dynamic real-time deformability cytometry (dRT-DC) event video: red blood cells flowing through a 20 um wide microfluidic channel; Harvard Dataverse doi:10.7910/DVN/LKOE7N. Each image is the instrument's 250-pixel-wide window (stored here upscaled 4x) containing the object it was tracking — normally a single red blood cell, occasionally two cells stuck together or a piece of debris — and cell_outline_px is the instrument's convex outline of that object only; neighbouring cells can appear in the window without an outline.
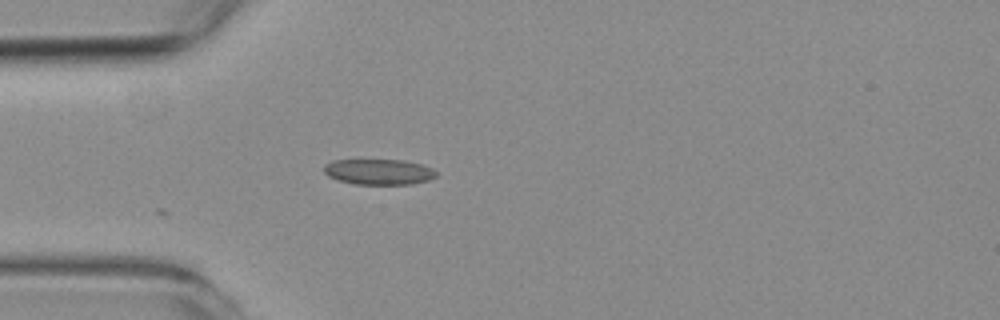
{"species": "common noctule bat (a hibernating species)", "species_latin": "Nyctalus noctula", "temperature_condition": "room temperature", "stored_images_in_passage": 30, "camera_frame_rate_fps": 3000, "um_per_image_px": 0.085, "animal": {"sex": "female", "body_mass_g": 19.3, "forearm_length_mm": 54.1}, "frame": {"image": 1, "passage_image": 1, "time_ms": 0.0, "image_size_px": [1000, 320], "cell_outline_px": [[436, 176], [428, 180], [412, 184], [352, 184], [336, 180], [328, 176], [324, 172], [324, 164], [332, 160], [404, 160], [420, 164], [432, 168], [436, 172]], "centroid_in_image_um": [32.16, 14.61], "position_along_channel_um": 52.8, "area_um2": 16.82}}
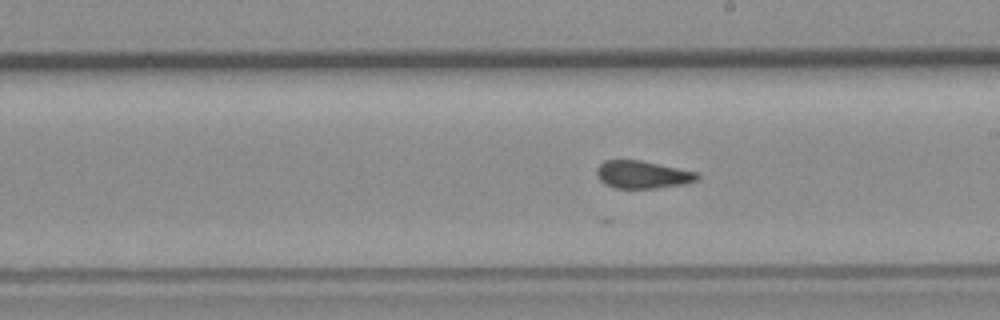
{"frame": {"image": 2, "passage_image": 16, "time_ms": 5.0, "image_size_px": [1000, 320], "cell_outline_px": [[700, 176], [696, 180], [684, 184], [656, 188], [616, 188], [604, 184], [600, 180], [596, 172], [596, 168], [604, 160], [640, 160], [696, 172]], "centroid_in_image_um": [54.58, 14.84], "position_along_channel_um": 234.4, "area_um2": 16.07}}
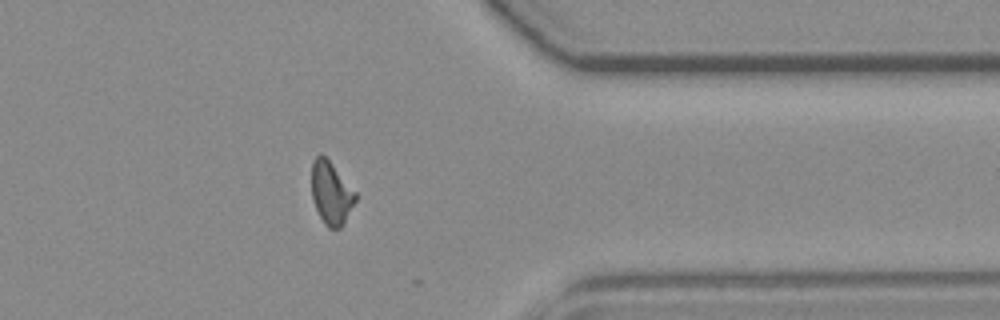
{"frame": {"image": 3, "passage_image": 29, "time_ms": 9.333, "image_size_px": [1000, 320], "cell_outline_px": [[356, 200], [344, 224], [340, 228], [328, 228], [324, 224], [312, 200], [312, 160], [320, 152], [332, 164], [356, 192]], "centroid_in_image_um": [28.14, 16.41], "position_along_channel_um": 383.3, "area_um2": 16.01}}